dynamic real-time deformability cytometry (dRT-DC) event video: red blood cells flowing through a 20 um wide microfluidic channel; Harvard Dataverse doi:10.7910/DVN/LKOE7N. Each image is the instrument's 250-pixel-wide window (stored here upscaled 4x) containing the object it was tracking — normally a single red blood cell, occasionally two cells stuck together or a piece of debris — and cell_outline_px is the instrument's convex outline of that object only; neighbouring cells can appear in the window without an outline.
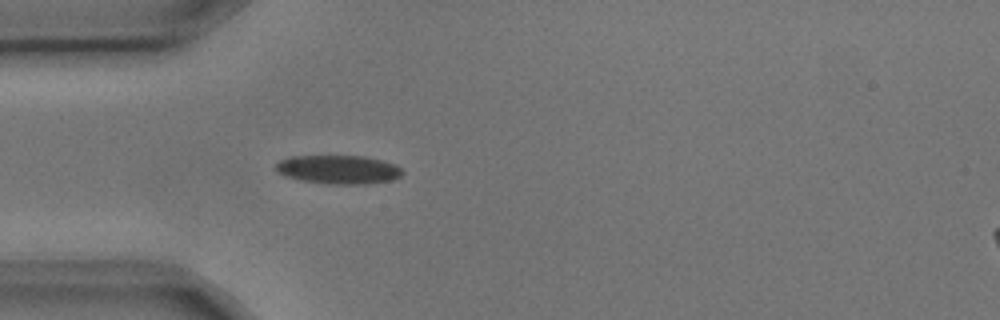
{"species": "common noctule bat (a hibernating species)", "species_latin": "Nyctalus noctula", "temperature_condition": "cold", "stored_images_in_passage": 1, "camera_frame_rate_fps": 3000, "um_per_image_px": 0.085, "animal": {"sex": "male", "body_mass_g": 17.9, "forearm_length_mm": 54.2}, "frame": {"image": 1, "passage_image": 1, "time_ms": 0.0, "image_size_px": [1000, 320], "cell_outline_px": [[404, 172], [400, 176], [392, 180], [364, 184], [328, 184], [300, 180], [284, 176], [276, 172], [272, 168], [280, 160], [292, 156], [364, 156], [396, 164]], "centroid_in_image_um": [28.72, 14.41], "position_along_channel_um": 56.3, "area_um2": 21.33}}